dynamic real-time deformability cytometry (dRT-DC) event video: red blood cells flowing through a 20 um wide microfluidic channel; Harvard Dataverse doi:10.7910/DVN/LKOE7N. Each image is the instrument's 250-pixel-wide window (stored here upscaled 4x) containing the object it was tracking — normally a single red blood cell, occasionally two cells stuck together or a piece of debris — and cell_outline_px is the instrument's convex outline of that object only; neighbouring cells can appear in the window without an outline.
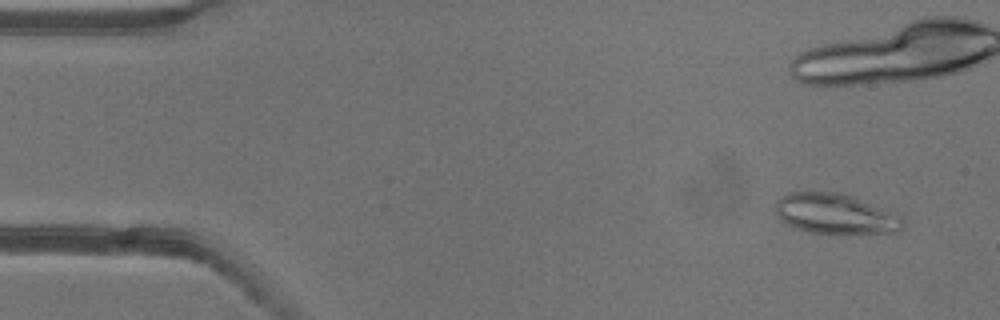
{"species": "common noctule bat (a hibernating species)", "species_latin": "Nyctalus noctula", "temperature_condition": "warm", "stored_images_in_passage": 23, "camera_frame_rate_fps": 3000, "um_per_image_px": 0.085, "animal": {"sex": "female"}, "frame": {"image": 1, "passage_image": 4, "time_ms": 1.0, "image_size_px": [1000, 320], "cell_outline_px": [[904, 228], [900, 232], [848, 236], [840, 236], [812, 232], [792, 228], [784, 224], [780, 220], [776, 212], [776, 200], [780, 196], [788, 192], [844, 192], [900, 216], [904, 220]], "centroid_in_image_um": [71.01, 18.23], "position_along_channel_um": 14.0, "area_um2": 31.04}}